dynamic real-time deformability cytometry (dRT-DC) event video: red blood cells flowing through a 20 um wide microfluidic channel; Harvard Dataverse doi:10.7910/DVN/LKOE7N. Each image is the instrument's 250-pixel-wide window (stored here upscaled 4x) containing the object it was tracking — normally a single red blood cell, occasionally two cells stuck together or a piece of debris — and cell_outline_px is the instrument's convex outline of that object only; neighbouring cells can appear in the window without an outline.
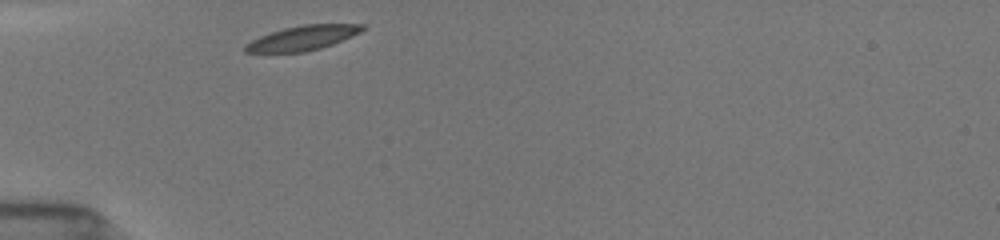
{"species": "common noctule bat (a hibernating species)", "species_latin": "Nyctalus noctula", "temperature_condition": "room temperature", "stored_images_in_passage": 29, "camera_frame_rate_fps": 3000, "um_per_image_px": 0.085, "animal": {"sex": "female", "body_mass_g": 19.5, "forearm_length_mm": 54.1}, "frame": {"image": 1, "passage_image": 1, "time_ms": 0.0, "image_size_px": [1000, 240], "cell_outline_px": [[368, 28], [352, 36], [332, 44], [320, 48], [304, 52], [244, 52], [244, 44], [260, 36], [284, 28], [304, 24], [364, 24]], "centroid_in_image_um": [25.75, 3.22], "position_along_channel_um": 59.3, "area_um2": 16.7}}
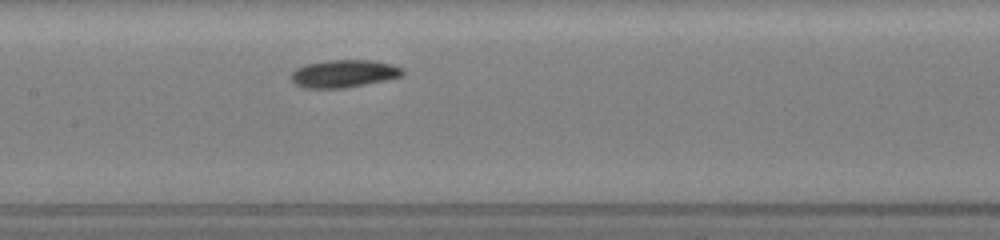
{"frame": {"image": 2, "passage_image": 11, "time_ms": 3.333, "image_size_px": [1000, 240], "cell_outline_px": [[404, 72], [400, 76], [384, 80], [344, 88], [304, 88], [296, 84], [292, 80], [292, 72], [296, 68], [304, 64], [324, 60], [372, 60], [392, 64], [404, 68]], "centroid_in_image_um": [29.21, 6.24], "position_along_channel_um": 178.2, "area_um2": 17.92}}
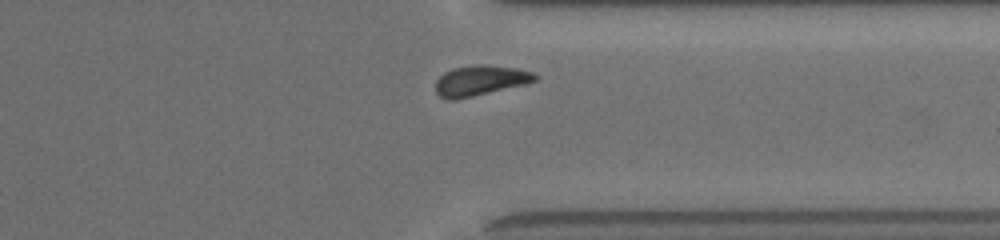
{"frame": {"image": 3, "passage_image": 26, "time_ms": 8.333, "image_size_px": [1000, 240], "cell_outline_px": [[540, 76], [536, 80], [524, 84], [456, 100], [448, 100], [440, 96], [436, 92], [436, 80], [444, 72], [452, 68], [476, 64], [484, 64], [516, 68], [532, 72]], "centroid_in_image_um": [40.8, 6.83], "position_along_channel_um": 370.6, "area_um2": 17.51}, "authors_computed_cell_mechanics": {"area_um2": 17.2822, "velocity_mm_per_s": 3.8495, "shape_relaxation_time_tau1_ms": 1.6313, "shape_relaxation_time_tau2_ms": null, "deformation_change_tau1": 0.0833, "deformation_change_tau2": null}}